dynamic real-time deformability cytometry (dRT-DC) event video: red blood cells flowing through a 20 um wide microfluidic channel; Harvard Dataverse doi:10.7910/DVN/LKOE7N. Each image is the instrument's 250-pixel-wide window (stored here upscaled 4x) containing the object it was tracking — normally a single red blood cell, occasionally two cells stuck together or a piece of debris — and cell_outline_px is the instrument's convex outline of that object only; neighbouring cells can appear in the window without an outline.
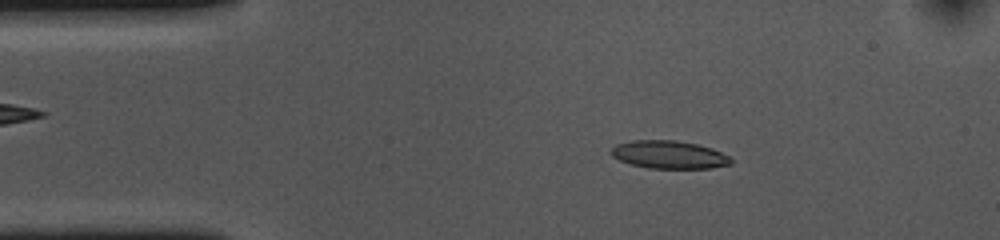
{"species": "common noctule bat (a hibernating species)", "species_latin": "Nyctalus noctula", "temperature_condition": "cold", "stored_images_in_passage": 53, "camera_frame_rate_fps": 3000, "um_per_image_px": 0.085, "animal": {"sex": "female", "body_mass_g": 10.0, "forearm_length_mm": 53.1}, "frame": {"image": 1, "passage_image": 8, "time_ms": 2.333, "image_size_px": [1000, 240], "cell_outline_px": [[732, 164], [712, 168], [648, 168], [632, 164], [620, 160], [612, 156], [612, 148], [616, 144], [632, 140], [676, 140], [696, 144], [712, 148], [728, 156], [732, 160]], "centroid_in_image_um": [56.88, 13.14], "position_along_channel_um": 28.1, "area_um2": 19.36}}
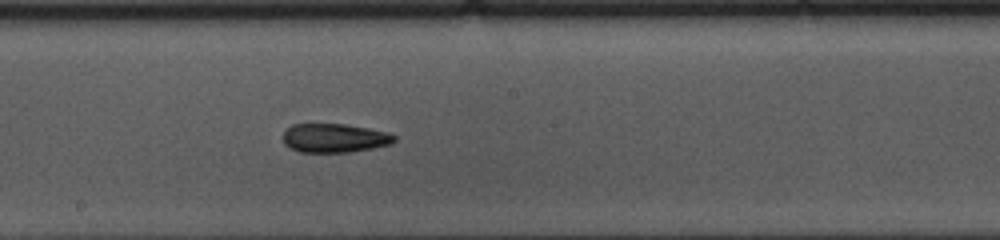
{"frame": {"image": 2, "passage_image": 27, "time_ms": 8.667, "image_size_px": [1000, 240], "cell_outline_px": [[396, 140], [392, 144], [372, 148], [348, 152], [300, 152], [288, 148], [284, 144], [284, 132], [292, 124], [344, 124], [368, 128], [388, 132], [396, 136]], "centroid_in_image_um": [28.44, 11.74], "position_along_channel_um": 219.8, "area_um2": 18.79}}
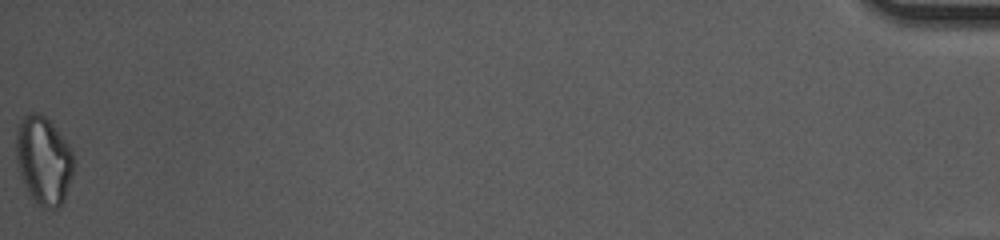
{"frame": {"image": 3, "passage_image": 53, "time_ms": 17.333, "image_size_px": [1000, 240], "cell_outline_px": [[72, 176], [64, 200], [60, 208], [44, 208], [32, 200], [24, 184], [16, 160], [16, 128], [20, 120], [24, 116], [32, 112], [40, 112], [52, 124], [72, 148]], "centroid_in_image_um": [3.69, 13.63], "position_along_channel_um": 431.5, "area_um2": 29.59}, "authors_computed_cell_mechanics": {"area_um2": 19.5364, "velocity_mm_per_s": 3.6661, "shape_relaxation_time_tau1_ms": 5.0726, "shape_relaxation_time_tau2_ms": 3.8613, "deformation_change_tau1": 0.1455, "deformation_change_tau2": 0.1299}}